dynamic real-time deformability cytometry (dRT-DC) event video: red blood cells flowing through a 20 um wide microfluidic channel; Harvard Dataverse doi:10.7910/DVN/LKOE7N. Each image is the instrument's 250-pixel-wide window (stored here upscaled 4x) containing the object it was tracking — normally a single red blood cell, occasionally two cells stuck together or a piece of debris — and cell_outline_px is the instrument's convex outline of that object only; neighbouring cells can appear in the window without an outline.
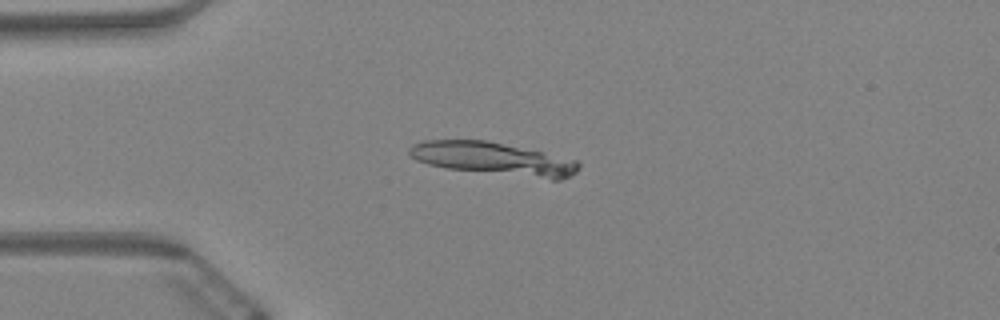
{"species": "Egyptian fruit bat (a non-hibernating species)", "species_latin": "Rousettus aegyptiacus", "temperature_condition": "warm", "stored_images_in_passage": 19, "camera_frame_rate_fps": 3000, "um_per_image_px": 0.085, "animal": {"sex": "female"}, "frame": {"image": 1, "passage_image": 16, "time_ms": 5.0, "image_size_px": [1000, 320], "cell_outline_px": [[580, 168], [576, 172], [560, 180], [552, 180], [444, 168], [428, 164], [416, 160], [408, 156], [408, 148], [412, 144], [420, 140], [488, 140], [580, 160]], "centroid_in_image_um": [41.92, 13.49], "position_along_channel_um": 43.1, "area_um2": 32.89}}